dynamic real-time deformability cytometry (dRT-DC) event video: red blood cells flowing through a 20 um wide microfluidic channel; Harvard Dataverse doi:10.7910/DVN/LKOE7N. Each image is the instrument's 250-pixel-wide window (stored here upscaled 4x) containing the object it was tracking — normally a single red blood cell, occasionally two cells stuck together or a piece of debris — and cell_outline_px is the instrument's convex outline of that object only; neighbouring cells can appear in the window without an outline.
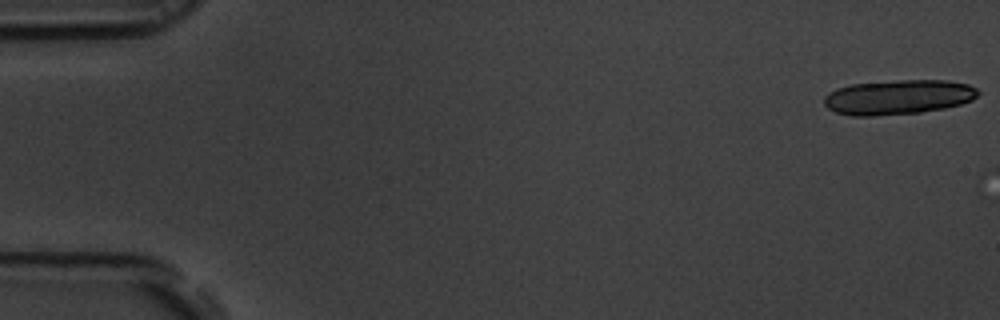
{"species": "common noctule bat (a hibernating species)", "species_latin": "Nyctalus noctula", "temperature_condition": "room temperature", "stored_images_in_passage": 3, "camera_frame_rate_fps": 3000, "um_per_image_px": 0.085, "animal": {"sex": "male", "body_mass_g": 19.5, "forearm_length_mm": 54.6}, "frame": {"image": 1, "passage_image": 1, "time_ms": 0.0, "image_size_px": [1000, 320], "cell_outline_px": [[980, 92], [972, 100], [960, 104], [944, 108], [920, 112], [872, 116], [852, 116], [836, 112], [828, 108], [824, 104], [824, 96], [828, 92], [836, 88], [852, 84], [900, 80], [948, 80], [968, 84], [976, 88]], "centroid_in_image_um": [76.33, 8.25], "position_along_channel_um": 8.7, "area_um2": 31.15}}